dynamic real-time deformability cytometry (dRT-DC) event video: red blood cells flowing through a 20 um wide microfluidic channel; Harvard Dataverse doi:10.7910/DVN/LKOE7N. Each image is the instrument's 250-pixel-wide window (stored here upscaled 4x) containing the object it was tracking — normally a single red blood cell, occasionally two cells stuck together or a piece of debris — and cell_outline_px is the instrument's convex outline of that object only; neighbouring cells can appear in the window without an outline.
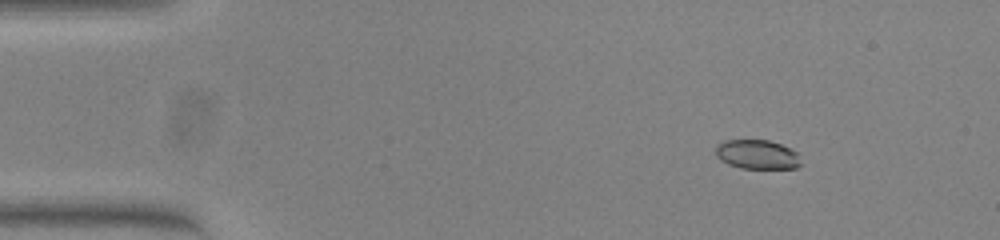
{"species": "common noctule bat (a hibernating species)", "species_latin": "Nyctalus noctula", "temperature_condition": "warm", "stored_images_in_passage": 54, "camera_frame_rate_fps": 3000, "um_per_image_px": 0.085, "animal": {"sex": "female", "body_mass_g": 23.0, "forearm_length_mm": 53.4}, "frame": {"image": 1, "passage_image": 7, "time_ms": 2.0, "image_size_px": [1000, 240], "cell_outline_px": [[800, 164], [796, 168], [740, 168], [728, 164], [720, 160], [716, 156], [716, 144], [724, 140], [768, 140], [780, 144], [796, 152]], "centroid_in_image_um": [64.3, 13.12], "position_along_channel_um": 20.7, "area_um2": 14.39}}
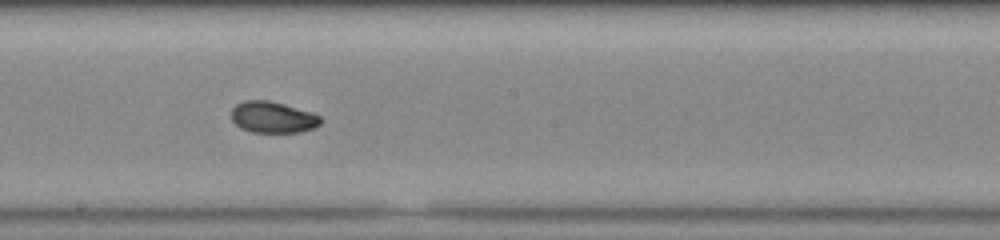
{"frame": {"image": 2, "passage_image": 30, "time_ms": 9.667, "image_size_px": [1000, 240], "cell_outline_px": [[320, 124], [316, 128], [300, 132], [252, 132], [240, 128], [232, 120], [232, 108], [236, 104], [244, 100], [268, 100], [284, 104], [312, 112], [320, 116]], "centroid_in_image_um": [23.19, 9.96], "position_along_channel_um": 225.0, "area_um2": 16.36}}
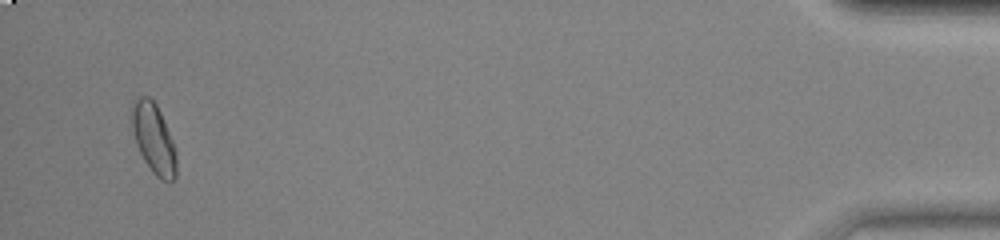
{"frame": {"image": 3, "passage_image": 52, "time_ms": 17.0, "image_size_px": [1000, 240], "cell_outline_px": [[176, 176], [172, 180], [160, 180], [152, 172], [144, 160], [136, 144], [132, 128], [132, 100], [140, 96], [148, 96], [156, 104], [160, 112], [172, 140], [176, 152]], "centroid_in_image_um": [13.05, 11.77], "position_along_channel_um": 422.2, "area_um2": 17.98}, "authors_computed_cell_mechanics": {"area_um2": 16.2707, "velocity_mm_per_s": 3.8309, "shape_relaxation_time_tau1_ms": 5.255, "shape_relaxation_time_tau2_ms": 2.4875, "deformation_change_tau1": 0.1661, "deformation_change_tau2": 0.05}}